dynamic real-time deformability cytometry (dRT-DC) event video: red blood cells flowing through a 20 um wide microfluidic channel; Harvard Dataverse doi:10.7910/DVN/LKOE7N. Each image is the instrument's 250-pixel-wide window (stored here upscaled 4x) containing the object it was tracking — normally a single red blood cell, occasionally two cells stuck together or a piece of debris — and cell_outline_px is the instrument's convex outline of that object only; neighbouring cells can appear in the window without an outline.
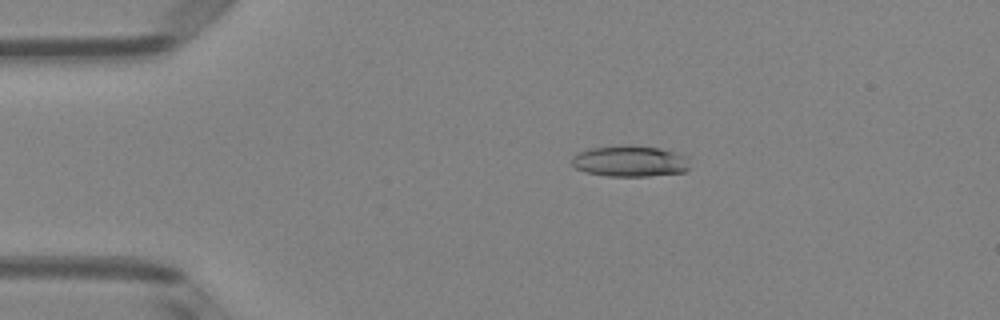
{"species": "Egyptian fruit bat (a non-hibernating species)", "species_latin": "Rousettus aegyptiacus", "temperature_condition": "room temperature", "stored_images_in_passage": 50, "camera_frame_rate_fps": 3000, "um_per_image_px": 0.085, "animal": {"sex": "female"}, "frame": {"image": 1, "passage_image": 10, "time_ms": 3.0, "image_size_px": [1000, 320], "cell_outline_px": [[692, 168], [684, 172], [648, 176], [608, 176], [584, 172], [576, 168], [572, 164], [572, 156], [588, 148], [624, 144], [628, 144], [660, 148], [688, 156]], "centroid_in_image_um": [53.58, 13.69], "position_along_channel_um": 31.4, "area_um2": 21.85}}
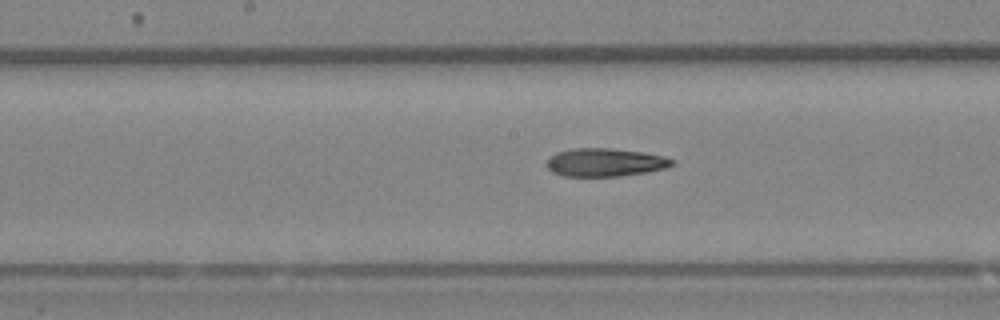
{"frame": {"image": 2, "passage_image": 26, "time_ms": 8.333, "image_size_px": [1000, 320], "cell_outline_px": [[676, 164], [664, 168], [644, 172], [620, 176], [564, 176], [552, 172], [544, 164], [556, 152], [572, 148], [608, 148], [644, 152], [664, 156], [676, 160]], "centroid_in_image_um": [51.43, 13.79], "position_along_channel_um": 196.8, "area_um2": 20.63}}
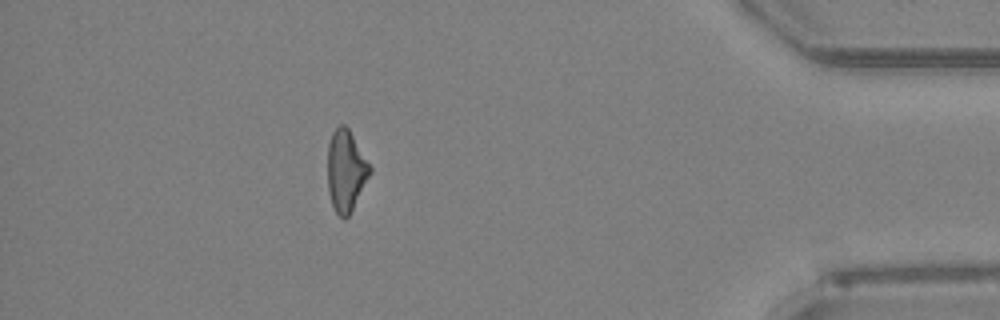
{"frame": {"image": 3, "passage_image": 45, "time_ms": 14.667, "image_size_px": [1000, 320], "cell_outline_px": [[372, 172], [348, 216], [344, 220], [336, 212], [332, 204], [328, 192], [328, 144], [332, 132], [340, 124], [344, 124], [348, 128], [372, 168]], "centroid_in_image_um": [29.4, 14.5], "position_along_channel_um": 405.8, "area_um2": 19.88}, "authors_computed_cell_mechanics": {"area_um2": 21.0681, "velocity_mm_per_s": 4.0433, "shape_relaxation_time_tau1_ms": 6.4019, "shape_relaxation_time_tau2_ms": 4.0787, "deformation_change_tau1": 0.1764, "deformation_change_tau2": 0.1522}}